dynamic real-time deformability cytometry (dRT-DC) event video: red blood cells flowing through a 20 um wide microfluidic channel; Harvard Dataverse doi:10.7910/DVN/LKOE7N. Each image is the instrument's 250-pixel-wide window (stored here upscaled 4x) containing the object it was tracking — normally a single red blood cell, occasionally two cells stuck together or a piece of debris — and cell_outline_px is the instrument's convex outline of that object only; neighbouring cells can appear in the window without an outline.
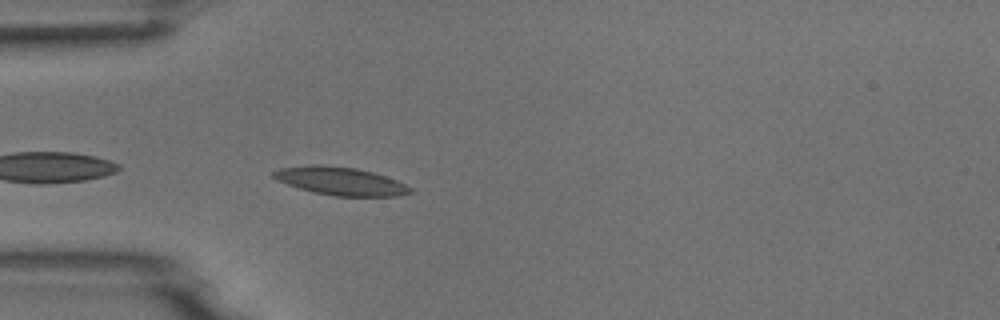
{"species": "common noctule bat (a hibernating species)", "species_latin": "Nyctalus noctula", "temperature_condition": "room temperature", "stored_images_in_passage": 8, "camera_frame_rate_fps": 3000, "um_per_image_px": 0.085, "animal": {"sex": "male", "body_mass_g": 18.8}, "frame": {"image": 1, "passage_image": 2, "time_ms": 0.333, "image_size_px": [1000, 320], "cell_outline_px": [[412, 192], [400, 196], [336, 196], [312, 192], [276, 180], [272, 176], [272, 172], [280, 168], [308, 164], [320, 164], [356, 168], [372, 172], [396, 180], [412, 188]], "centroid_in_image_um": [28.91, 15.39], "position_along_channel_um": 56.1, "area_um2": 22.37}}